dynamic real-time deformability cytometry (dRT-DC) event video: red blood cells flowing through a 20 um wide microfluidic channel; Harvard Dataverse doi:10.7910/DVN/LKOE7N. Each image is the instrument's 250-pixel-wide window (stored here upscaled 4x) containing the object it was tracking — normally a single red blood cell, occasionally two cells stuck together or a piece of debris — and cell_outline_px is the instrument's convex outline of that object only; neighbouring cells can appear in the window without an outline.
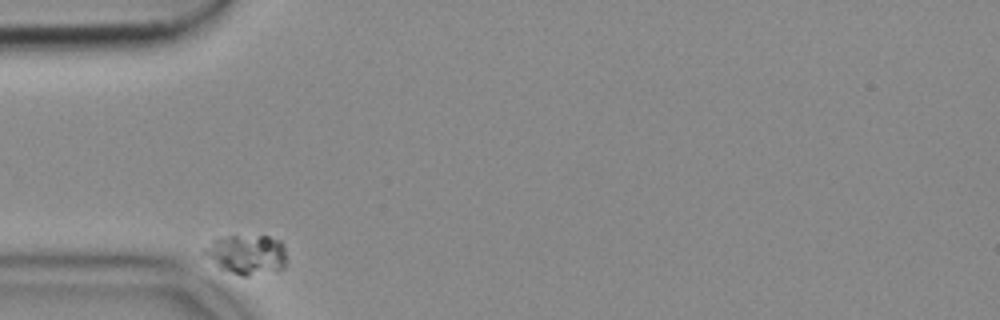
{"species": "common noctule bat (a hibernating species)", "species_latin": "Nyctalus noctula", "temperature_condition": "cold", "stored_images_in_passage": 34, "camera_frame_rate_fps": 3000, "um_per_image_px": 0.085, "animal": {"sex": "female", "body_mass_g": 18.4}, "frame": {"image": 1, "passage_image": 1, "time_ms": 0.0, "image_size_px": [1000, 320], "cell_outline_px": [[284, 268], [248, 276], [240, 276], [224, 268], [200, 252], [212, 240], [228, 236], [268, 236], [280, 240], [284, 244]], "centroid_in_image_um": [20.98, 21.6], "position_along_channel_um": 64.0, "area_um2": 18.55}}
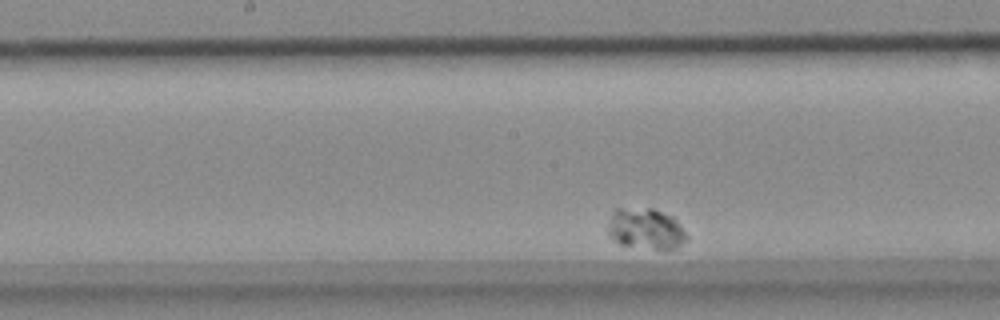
{"frame": {"image": 2, "passage_image": 16, "time_ms": 5.0, "image_size_px": [1000, 320], "cell_outline_px": [[688, 240], [676, 248], [664, 252], [620, 244], [608, 232], [608, 228], [612, 212], [616, 208], [652, 208], [672, 216], [680, 224], [688, 236]], "centroid_in_image_um": [54.95, 19.48], "position_along_channel_um": 193.3, "area_um2": 19.13}}
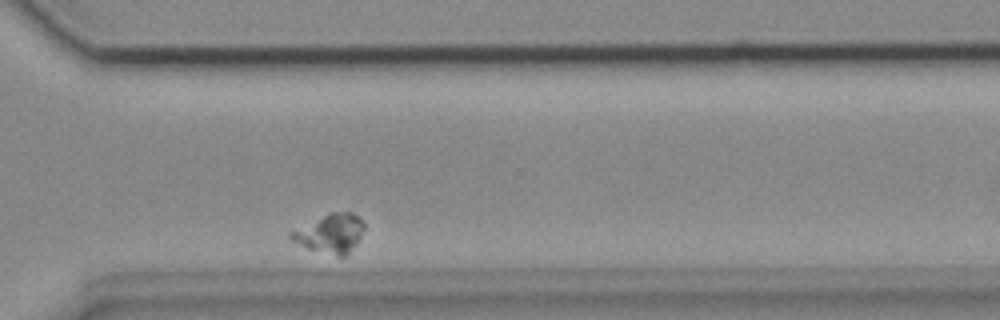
{"frame": {"image": 3, "passage_image": 31, "time_ms": 10.0, "image_size_px": [1000, 320], "cell_outline_px": [[364, 228], [356, 244], [344, 256], [340, 256], [308, 248], [292, 240], [288, 236], [288, 232], [332, 212], [352, 212], [360, 216], [364, 224]], "centroid_in_image_um": [28.09, 19.82], "position_along_channel_um": 342.5, "area_um2": 16.13}}